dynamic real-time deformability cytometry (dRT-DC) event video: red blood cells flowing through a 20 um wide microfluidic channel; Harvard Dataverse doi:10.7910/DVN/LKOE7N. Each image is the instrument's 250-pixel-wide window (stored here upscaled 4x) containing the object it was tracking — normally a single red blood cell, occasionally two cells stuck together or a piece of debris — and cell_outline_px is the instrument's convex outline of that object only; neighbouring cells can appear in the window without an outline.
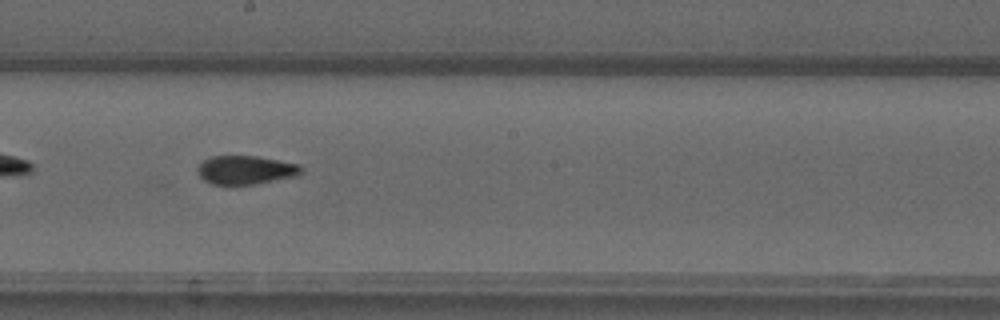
{"species": "common noctule bat (a hibernating species)", "species_latin": "Nyctalus noctula", "temperature_condition": "warm", "stored_images_in_passage": 37, "camera_frame_rate_fps": 3000, "um_per_image_px": 0.085, "animal": {"sex": "male", "forearm_length_mm": 52.5}, "frame": {"image": 1, "passage_image": 16, "time_ms": 5.0, "image_size_px": [1000, 320], "cell_outline_px": [[304, 168], [296, 176], [256, 184], [212, 184], [204, 180], [200, 176], [196, 168], [204, 160], [212, 156], [256, 156], [300, 164]], "centroid_in_image_um": [20.89, 14.44], "position_along_channel_um": 227.3, "area_um2": 17.22}}
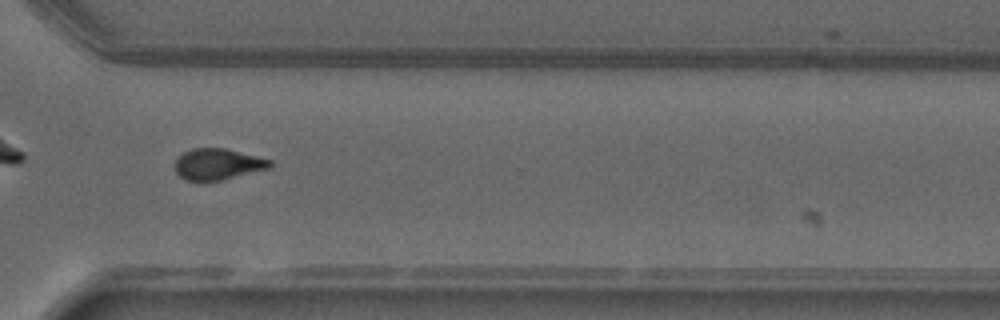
{"frame": {"image": 2, "passage_image": 26, "time_ms": 8.333, "image_size_px": [1000, 320], "cell_outline_px": [[272, 168], [220, 180], [188, 180], [180, 176], [176, 172], [176, 160], [184, 152], [192, 148], [224, 148], [272, 160]], "centroid_in_image_um": [18.55, 13.95], "position_along_channel_um": 352.0, "area_um2": 16.99}, "authors_computed_cell_mechanics": {"area_um2": 17.8024, "velocity_mm_per_s": 3.7373, "shape_relaxation_time_tau1_ms": 6.3226, "shape_relaxation_time_tau2_ms": 2.8469, "deformation_change_tau1": 0.16, "deformation_change_tau2": 0.0866}}